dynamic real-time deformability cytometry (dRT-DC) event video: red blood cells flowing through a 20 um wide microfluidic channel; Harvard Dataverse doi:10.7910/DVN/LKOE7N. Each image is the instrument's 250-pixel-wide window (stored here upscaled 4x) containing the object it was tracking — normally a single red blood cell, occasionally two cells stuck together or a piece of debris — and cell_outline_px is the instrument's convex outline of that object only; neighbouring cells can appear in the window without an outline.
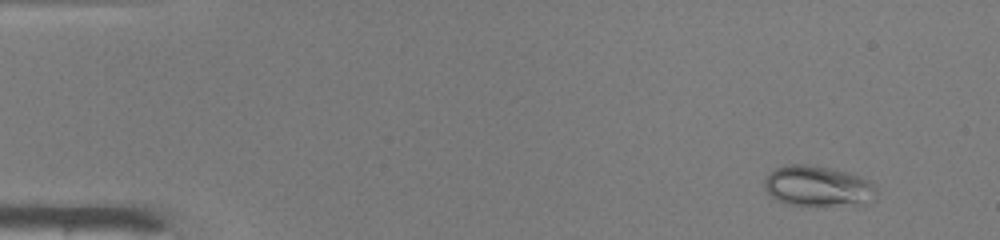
{"species": "common noctule bat (a hibernating species)", "species_latin": "Nyctalus noctula", "temperature_condition": "warm", "stored_images_in_passage": 46, "camera_frame_rate_fps": 3000, "um_per_image_px": 0.085, "animal": {"sex": "male", "body_mass_g": 19.0, "forearm_length_mm": 50.8}, "frame": {"image": 1, "passage_image": 1, "time_ms": 0.0, "image_size_px": [1000, 240], "cell_outline_px": [[876, 200], [860, 204], [788, 204], [776, 200], [764, 188], [764, 180], [768, 172], [784, 164], [808, 164], [828, 168], [860, 176], [876, 184]], "centroid_in_image_um": [69.51, 15.8], "position_along_channel_um": 15.5, "area_um2": 26.3}}
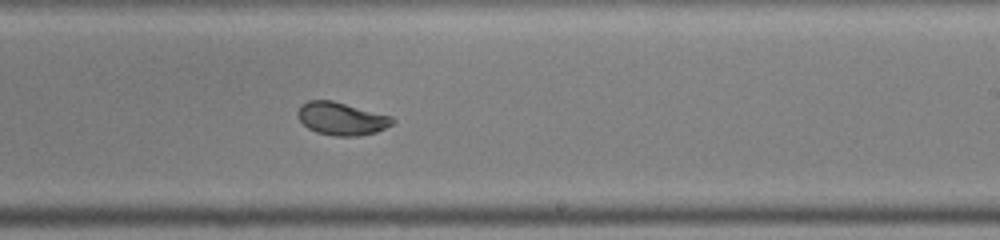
{"frame": {"image": 2, "passage_image": 27, "time_ms": 8.667, "image_size_px": [1000, 240], "cell_outline_px": [[396, 120], [392, 124], [376, 132], [360, 136], [336, 136], [316, 132], [308, 128], [300, 120], [296, 112], [300, 104], [308, 100], [332, 100], [392, 116]], "centroid_in_image_um": [29.02, 10.08], "position_along_channel_um": 260.0, "area_um2": 18.21}}
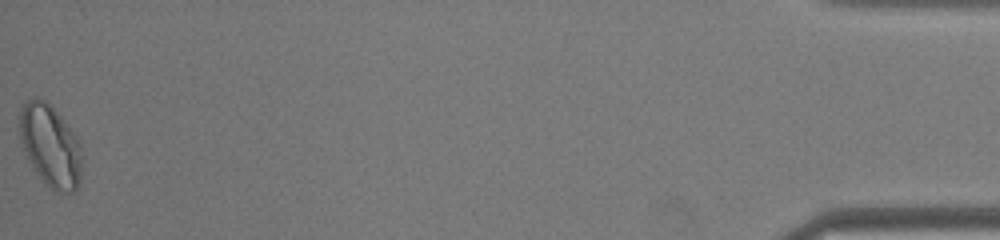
{"frame": {"image": 3, "passage_image": 46, "time_ms": 15.0, "image_size_px": [1000, 240], "cell_outline_px": [[80, 180], [76, 188], [72, 192], [56, 192], [36, 172], [20, 140], [20, 108], [28, 100], [36, 96], [44, 100], [60, 116], [72, 132], [80, 144]], "centroid_in_image_um": [4.27, 12.37], "position_along_channel_um": 430.9, "area_um2": 28.78}, "authors_computed_cell_mechanics": {"area_um2": 19.3341, "velocity_mm_per_s": 4.1544, "shape_relaxation_time_tau1_ms": 6.2076, "shape_relaxation_time_tau2_ms": null, "deformation_change_tau1": 0.1884, "deformation_change_tau2": null}}